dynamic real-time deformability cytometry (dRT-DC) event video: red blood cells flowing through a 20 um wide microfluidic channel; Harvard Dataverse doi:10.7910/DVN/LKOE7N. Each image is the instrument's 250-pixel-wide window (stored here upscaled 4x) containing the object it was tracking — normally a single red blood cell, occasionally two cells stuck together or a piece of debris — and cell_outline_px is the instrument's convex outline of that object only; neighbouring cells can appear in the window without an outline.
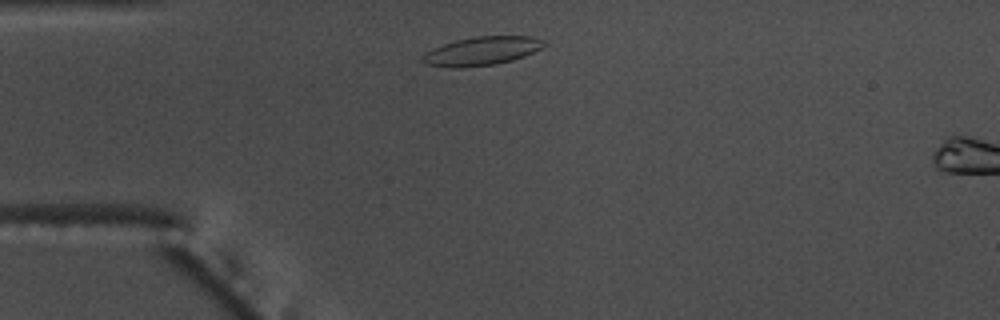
{"species": "common noctule bat (a hibernating species)", "species_latin": "Nyctalus noctula", "temperature_condition": "warm", "stored_images_in_passage": 7, "camera_frame_rate_fps": 3000, "um_per_image_px": 0.085, "animal": {"sex": "male", "body_mass_g": 17.5, "forearm_length_mm": 52.3}, "frame": {"image": 1, "passage_image": 4, "time_ms": 1.0, "image_size_px": [1000, 320], "cell_outline_px": [[544, 44], [540, 48], [524, 56], [512, 60], [496, 64], [460, 68], [452, 68], [424, 64], [420, 60], [428, 52], [444, 44], [456, 40], [476, 36], [532, 36], [540, 40]], "centroid_in_image_um": [40.92, 4.35], "position_along_channel_um": 44.1, "area_um2": 19.88}}